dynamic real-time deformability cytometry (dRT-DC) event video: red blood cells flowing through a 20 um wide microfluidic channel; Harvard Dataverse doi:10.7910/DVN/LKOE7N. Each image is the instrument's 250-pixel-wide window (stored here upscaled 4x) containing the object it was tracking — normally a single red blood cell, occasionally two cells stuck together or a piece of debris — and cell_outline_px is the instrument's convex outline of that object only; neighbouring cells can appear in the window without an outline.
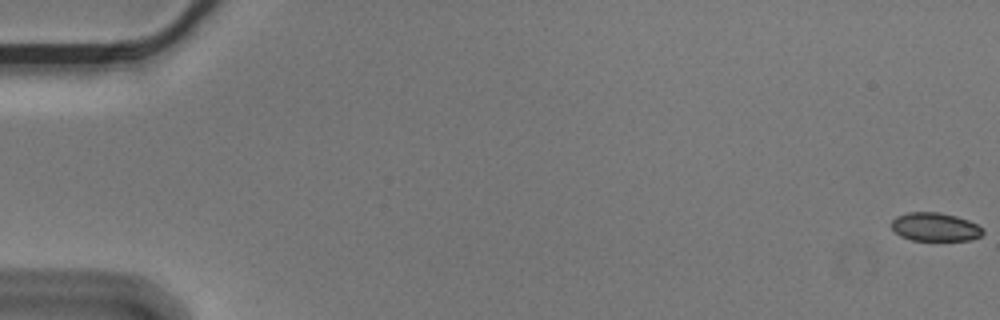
{"species": "Egyptian fruit bat (a non-hibernating species)", "species_latin": "Rousettus aegyptiacus", "temperature_condition": "cold", "stored_images_in_passage": 8, "camera_frame_rate_fps": 3000, "um_per_image_px": 0.085, "animal": {"sex": "male"}, "frame": {"image": 1, "passage_image": 1, "time_ms": 0.0, "image_size_px": [1000, 320], "cell_outline_px": [[984, 232], [980, 236], [972, 240], [912, 240], [900, 236], [892, 228], [892, 220], [896, 216], [908, 212], [940, 212], [956, 216], [968, 220], [976, 224]], "centroid_in_image_um": [79.46, 19.28], "position_along_channel_um": 5.5, "area_um2": 15.09}}